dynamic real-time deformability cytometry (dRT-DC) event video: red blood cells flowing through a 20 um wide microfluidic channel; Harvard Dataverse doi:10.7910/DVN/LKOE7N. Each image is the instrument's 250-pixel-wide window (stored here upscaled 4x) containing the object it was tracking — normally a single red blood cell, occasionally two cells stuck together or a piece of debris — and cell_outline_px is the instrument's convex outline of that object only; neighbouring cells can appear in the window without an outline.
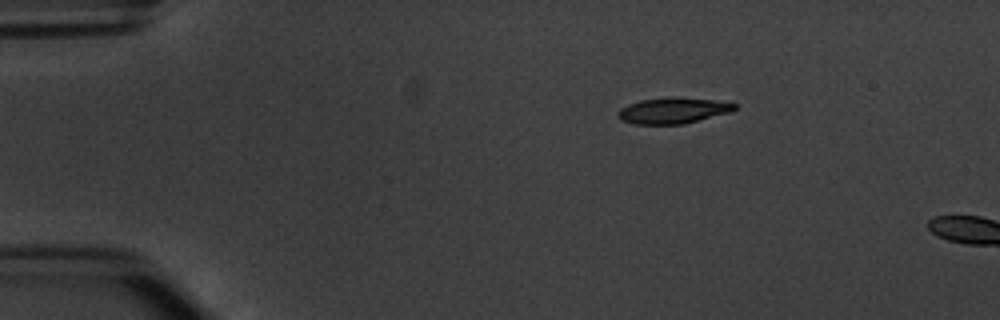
{"species": "common noctule bat (a hibernating species)", "species_latin": "Nyctalus noctula", "temperature_condition": "warm", "stored_images_in_passage": 3, "camera_frame_rate_fps": 3000, "um_per_image_px": 0.085, "animal": {"sex": "male", "body_mass_g": 20.1, "forearm_length_mm": 53.5}, "frame": {"image": 1, "passage_image": 2, "time_ms": 1.333, "image_size_px": [1000, 320], "cell_outline_px": [[736, 108], [732, 112], [684, 124], [636, 124], [620, 120], [616, 112], [620, 108], [628, 104], [640, 100], [668, 96], [712, 100], [736, 104]], "centroid_in_image_um": [57.17, 9.39], "position_along_channel_um": 27.8, "area_um2": 17.74}}